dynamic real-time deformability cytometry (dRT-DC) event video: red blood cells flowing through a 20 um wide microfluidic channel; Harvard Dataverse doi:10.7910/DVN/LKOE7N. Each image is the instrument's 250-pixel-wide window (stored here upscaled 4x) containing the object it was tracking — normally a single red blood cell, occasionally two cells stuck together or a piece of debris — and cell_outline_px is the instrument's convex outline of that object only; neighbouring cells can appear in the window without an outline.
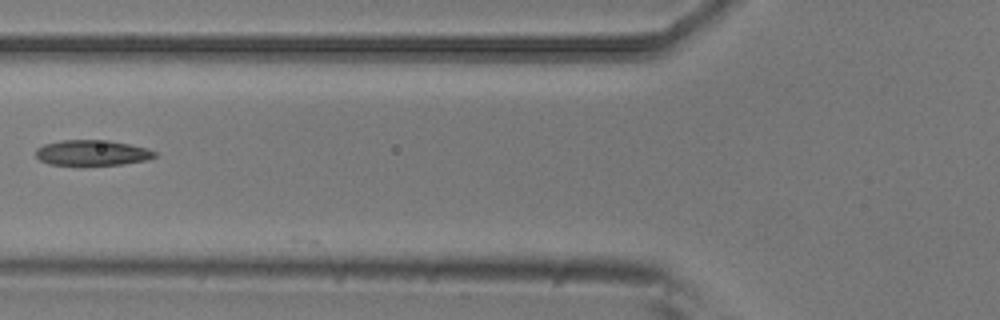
{"species": "common noctule bat (a hibernating species)", "species_latin": "Nyctalus noctula", "temperature_condition": "room temperature", "stored_images_in_passage": 3, "camera_frame_rate_fps": 3000, "um_per_image_px": 0.085, "animal": {"sex": "male", "body_mass_g": 20.5, "forearm_length_mm": 52.5}, "frame": {"image": 1, "passage_image": 2, "time_ms": 0.333, "image_size_px": [1000, 320], "cell_outline_px": [[156, 156], [148, 160], [124, 164], [84, 168], [80, 168], [48, 164], [40, 160], [36, 156], [36, 148], [44, 144], [60, 140], [108, 140], [148, 148], [156, 152]], "centroid_in_image_um": [7.8, 13.04], "position_along_channel_um": 118.0, "area_um2": 18.67}}
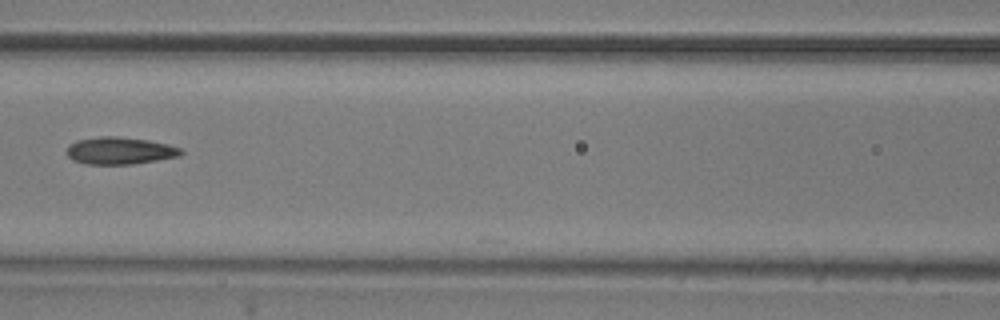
{"frame": {"image": 2, "passage_image": 3, "time_ms": 0.667, "image_size_px": [1000, 320], "cell_outline_px": [[184, 152], [180, 156], [132, 164], [88, 164], [72, 160], [68, 156], [68, 144], [76, 140], [100, 136], [116, 136], [148, 140], [168, 144], [180, 148]], "centroid_in_image_um": [10.18, 12.8], "position_along_channel_um": 156.4, "area_um2": 18.09}}